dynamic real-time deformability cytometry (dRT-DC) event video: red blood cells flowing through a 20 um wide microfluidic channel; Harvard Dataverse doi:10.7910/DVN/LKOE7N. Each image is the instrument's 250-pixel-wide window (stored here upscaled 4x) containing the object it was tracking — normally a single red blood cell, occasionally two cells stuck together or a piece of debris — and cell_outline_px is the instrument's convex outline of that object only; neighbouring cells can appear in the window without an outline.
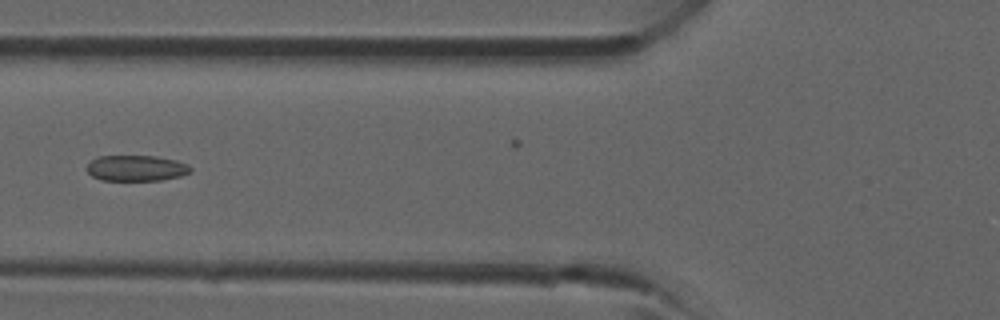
{"species": "common noctule bat (a hibernating species)", "species_latin": "Nyctalus noctula", "temperature_condition": "room temperature", "stored_images_in_passage": 31, "camera_frame_rate_fps": 3000, "um_per_image_px": 0.085, "animal": {"sex": "male", "forearm_length_mm": 52.5}, "frame": {"image": 1, "passage_image": 6, "time_ms": 1.667, "image_size_px": [1000, 320], "cell_outline_px": [[192, 172], [180, 176], [160, 180], [100, 180], [92, 176], [84, 168], [96, 156], [156, 156], [176, 160], [188, 164], [192, 168]], "centroid_in_image_um": [11.58, 14.29], "position_along_channel_um": 114.2, "area_um2": 15.72}}
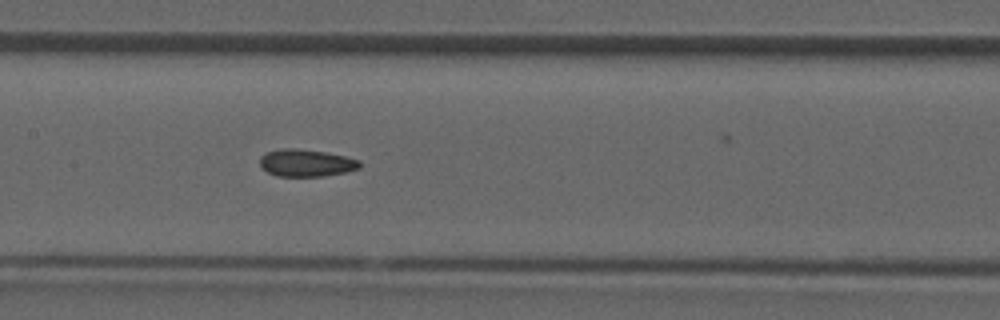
{"frame": {"image": 2, "passage_image": 10, "time_ms": 3.0, "image_size_px": [1000, 320], "cell_outline_px": [[360, 168], [344, 172], [324, 176], [276, 176], [268, 172], [260, 164], [260, 156], [268, 152], [280, 148], [292, 148], [324, 152], [344, 156], [360, 160]], "centroid_in_image_um": [26.02, 13.85], "position_along_channel_um": 181.4, "area_um2": 15.66}}
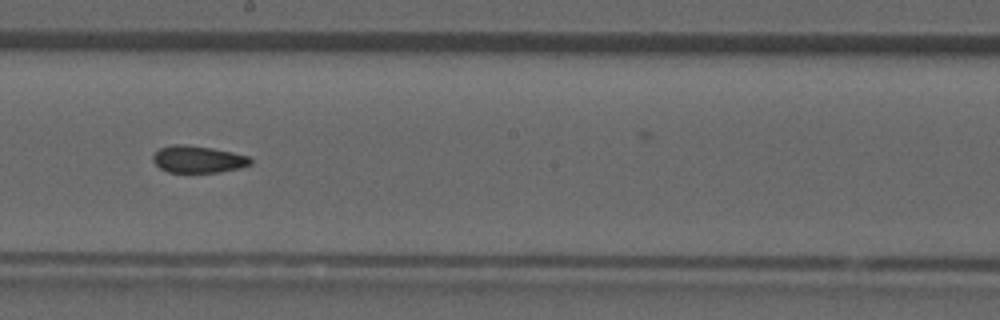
{"frame": {"image": 3, "passage_image": 13, "time_ms": 4.0, "image_size_px": [1000, 320], "cell_outline_px": [[252, 164], [240, 168], [220, 172], [168, 172], [160, 168], [152, 160], [152, 156], [160, 148], [172, 144], [184, 144], [212, 148], [232, 152], [248, 156], [252, 160]], "centroid_in_image_um": [16.84, 13.54], "position_along_channel_um": 231.4, "area_um2": 15.37}}